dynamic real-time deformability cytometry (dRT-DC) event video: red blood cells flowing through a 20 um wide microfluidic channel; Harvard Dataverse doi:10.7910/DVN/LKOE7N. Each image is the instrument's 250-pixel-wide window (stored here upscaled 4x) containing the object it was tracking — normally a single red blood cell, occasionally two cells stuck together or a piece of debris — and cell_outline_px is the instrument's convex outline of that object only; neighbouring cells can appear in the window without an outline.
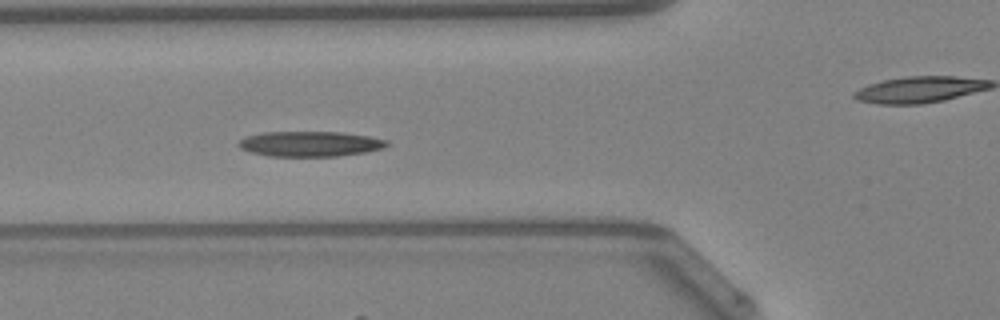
{"species": "Egyptian fruit bat (a non-hibernating species)", "species_latin": "Rousettus aegyptiacus", "temperature_condition": "warm", "stored_images_in_passage": 32, "camera_frame_rate_fps": 3000, "um_per_image_px": 0.085, "animal": {"sex": "female"}, "frame": {"image": 1, "passage_image": 10, "time_ms": 3.0, "image_size_px": [1000, 320], "cell_outline_px": [[388, 144], [384, 148], [364, 152], [336, 156], [268, 156], [252, 152], [240, 148], [236, 144], [244, 136], [264, 132], [340, 132], [368, 136], [388, 140]], "centroid_in_image_um": [26.32, 12.22], "position_along_channel_um": 99.5, "area_um2": 21.73}, "authors_computed_cell_mechanics": {"area_um2": 21.4149, "velocity_mm_per_s": 4.2176, "shape_relaxation_time_tau1_ms": 4.4337, "shape_relaxation_time_tau2_ms": 11.0863, "deformation_change_tau1": 0.1422, "deformation_change_tau2": 0.2016}}